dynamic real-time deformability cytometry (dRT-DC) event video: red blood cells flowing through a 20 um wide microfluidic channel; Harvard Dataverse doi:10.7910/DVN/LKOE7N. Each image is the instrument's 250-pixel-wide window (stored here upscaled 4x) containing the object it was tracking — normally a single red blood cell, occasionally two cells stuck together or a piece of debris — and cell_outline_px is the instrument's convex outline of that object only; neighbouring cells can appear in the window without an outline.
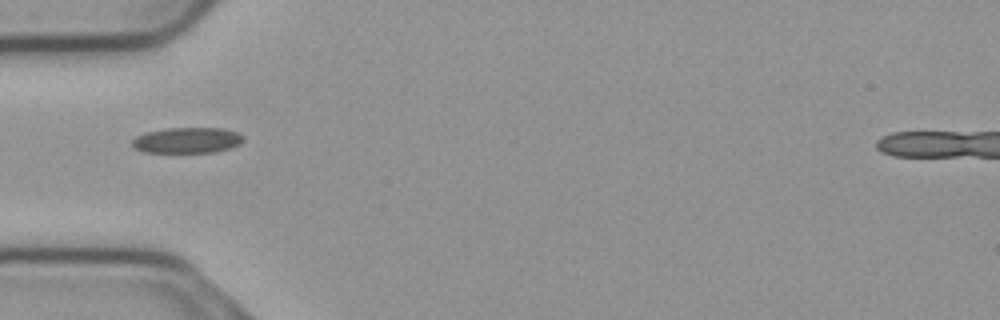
{"species": "common noctule bat (a hibernating species)", "species_latin": "Nyctalus noctula", "temperature_condition": "cold", "stored_images_in_passage": 38, "camera_frame_rate_fps": 3000, "um_per_image_px": 0.085, "animal": {"sex": "male", "body_mass_g": 23.1, "forearm_length_mm": 52.7}, "frame": {"image": 1, "passage_image": 1, "time_ms": 0.0, "image_size_px": [1000, 320], "cell_outline_px": [[244, 140], [240, 144], [216, 152], [144, 152], [136, 148], [132, 144], [132, 140], [136, 136], [148, 132], [168, 128], [220, 128], [236, 132], [244, 136]], "centroid_in_image_um": [15.93, 11.92], "position_along_channel_um": 69.1, "area_um2": 16.47}}
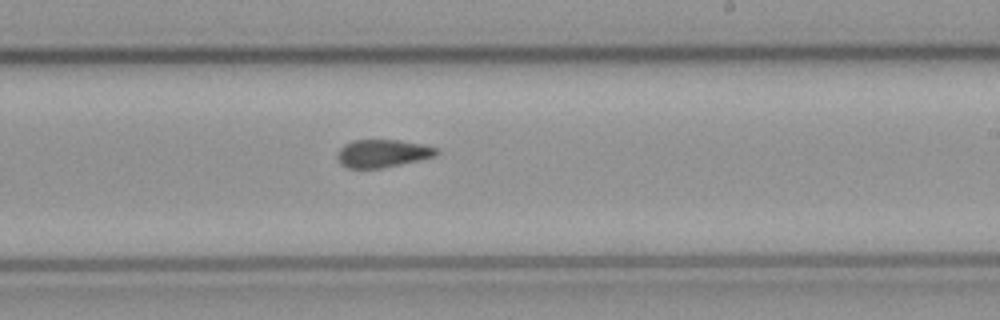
{"frame": {"image": 2, "passage_image": 16, "time_ms": 5.0, "image_size_px": [1000, 320], "cell_outline_px": [[440, 152], [432, 156], [400, 164], [380, 168], [348, 168], [340, 164], [336, 152], [344, 144], [352, 140], [400, 140], [420, 144], [436, 148]], "centroid_in_image_um": [32.44, 13.03], "position_along_channel_um": 256.6, "area_um2": 15.84}}
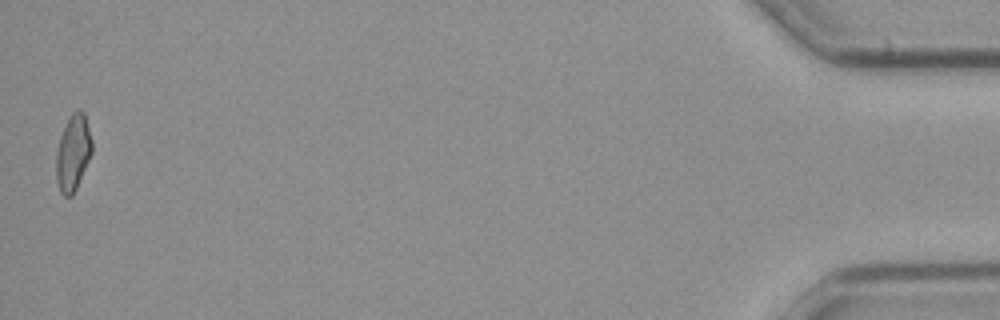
{"frame": {"image": 3, "passage_image": 38, "time_ms": 12.333, "image_size_px": [1000, 320], "cell_outline_px": [[92, 152], [76, 188], [72, 196], [64, 196], [60, 192], [56, 180], [56, 152], [60, 136], [72, 112], [80, 108], [84, 112], [92, 140]], "centroid_in_image_um": [6.2, 12.98], "position_along_channel_um": 429.0, "area_um2": 15.78}, "authors_computed_cell_mechanics": {"area_um2": 16.2707, "velocity_mm_per_s": 3.7221, "shape_relaxation_time_tau1_ms": null, "shape_relaxation_time_tau2_ms": 3.8402, "deformation_change_tau1": null, "deformation_change_tau2": 0.101}}